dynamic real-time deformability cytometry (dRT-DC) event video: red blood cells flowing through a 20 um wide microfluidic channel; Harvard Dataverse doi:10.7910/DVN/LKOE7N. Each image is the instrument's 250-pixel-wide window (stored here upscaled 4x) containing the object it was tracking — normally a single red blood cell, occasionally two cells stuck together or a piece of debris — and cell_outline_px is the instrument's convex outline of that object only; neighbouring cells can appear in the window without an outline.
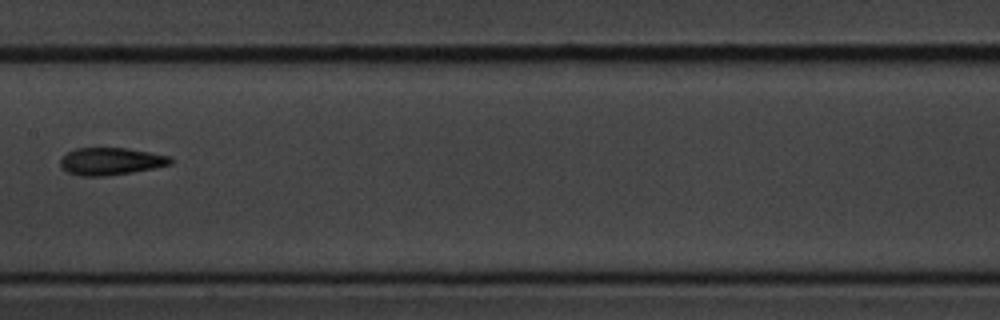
{"species": "common noctule bat (a hibernating species)", "species_latin": "Nyctalus noctula", "temperature_condition": "cold", "stored_images_in_passage": 10, "camera_frame_rate_fps": 3000, "um_per_image_px": 0.085, "animal": {"sex": "male", "body_mass_g": 20.1, "forearm_length_mm": 53.5}, "frame": {"image": 1, "passage_image": 9, "time_ms": 9.667, "image_size_px": [1000, 320], "cell_outline_px": [[176, 160], [172, 164], [132, 172], [104, 176], [80, 176], [68, 172], [60, 164], [60, 156], [76, 148], [128, 148], [172, 156]], "centroid_in_image_um": [9.46, 13.7], "position_along_channel_um": 197.9, "area_um2": 17.69}}
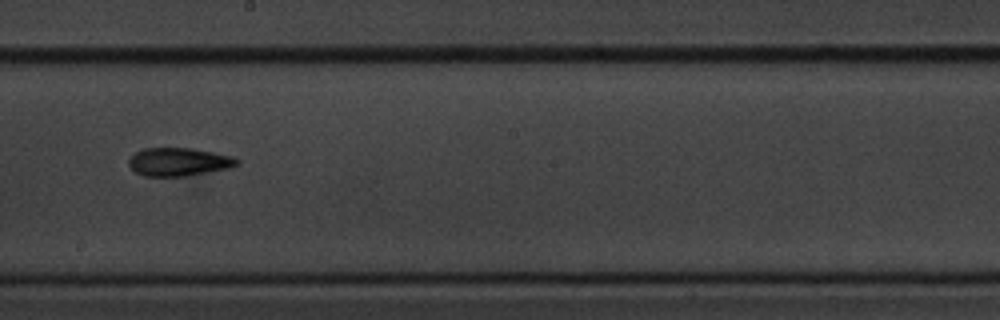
{"frame": {"image": 2, "passage_image": 10, "time_ms": 10.667, "image_size_px": [1000, 320], "cell_outline_px": [[240, 164], [228, 168], [184, 176], [144, 176], [136, 172], [128, 164], [128, 160], [136, 152], [144, 148], [192, 148], [232, 156], [240, 160]], "centroid_in_image_um": [15.2, 13.75], "position_along_channel_um": 233.0, "area_um2": 17.63}}